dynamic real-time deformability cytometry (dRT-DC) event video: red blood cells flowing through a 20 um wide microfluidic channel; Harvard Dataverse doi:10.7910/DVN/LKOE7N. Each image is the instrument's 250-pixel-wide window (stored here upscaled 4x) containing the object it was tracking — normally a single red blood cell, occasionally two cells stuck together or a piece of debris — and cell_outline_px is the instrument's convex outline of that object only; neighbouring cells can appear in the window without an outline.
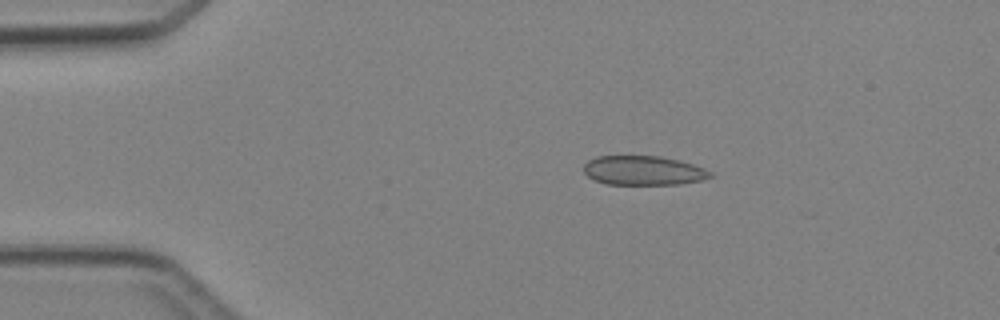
{"species": "Egyptian fruit bat (a non-hibernating species)", "species_latin": "Rousettus aegyptiacus", "temperature_condition": "cold", "stored_images_in_passage": 3, "camera_frame_rate_fps": 3000, "um_per_image_px": 0.085, "animal": {"sex": "female"}, "frame": {"image": 1, "passage_image": 1, "time_ms": 0.0, "image_size_px": [1000, 320], "cell_outline_px": [[712, 176], [700, 180], [680, 184], [608, 184], [596, 180], [588, 176], [584, 172], [584, 164], [588, 160], [596, 156], [660, 156], [680, 160], [704, 168], [712, 172]], "centroid_in_image_um": [54.68, 14.48], "position_along_channel_um": 30.3, "area_um2": 21.5}}
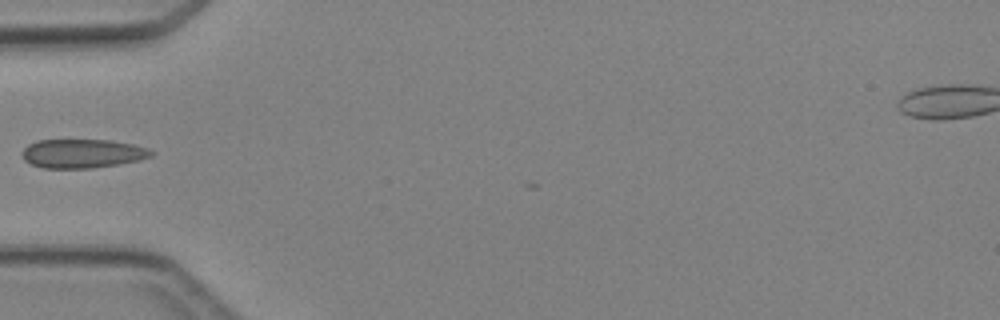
{"frame": {"image": 2, "passage_image": 2, "time_ms": 2.333, "image_size_px": [1000, 320], "cell_outline_px": [[156, 152], [152, 156], [140, 160], [92, 168], [44, 168], [32, 164], [24, 160], [20, 152], [28, 144], [36, 140], [112, 140], [132, 144], [148, 148]], "centroid_in_image_um": [7.0, 13.04], "position_along_channel_um": 78.0, "area_um2": 21.85}}